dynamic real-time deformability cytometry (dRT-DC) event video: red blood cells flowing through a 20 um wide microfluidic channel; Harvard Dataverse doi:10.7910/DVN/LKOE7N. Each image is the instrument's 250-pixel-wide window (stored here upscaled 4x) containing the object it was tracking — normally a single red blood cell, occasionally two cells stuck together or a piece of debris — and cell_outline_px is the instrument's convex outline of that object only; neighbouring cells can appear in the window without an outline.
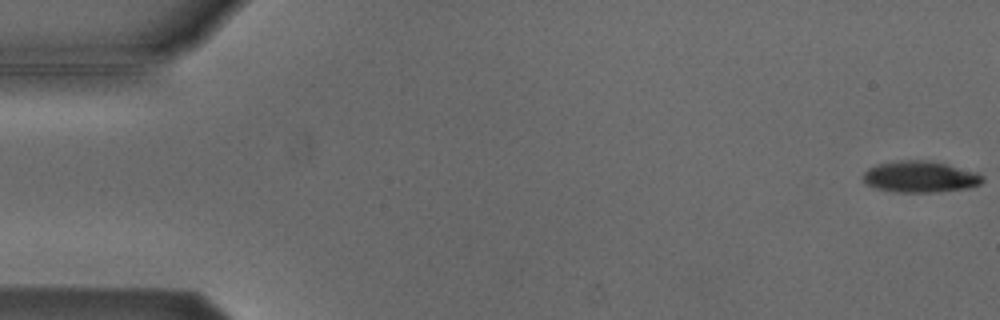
{"species": "Egyptian fruit bat (a non-hibernating species)", "species_latin": "Rousettus aegyptiacus", "temperature_condition": "cold", "stored_images_in_passage": 6, "camera_frame_rate_fps": 3000, "um_per_image_px": 0.085, "animal": {"sex": "male"}, "frame": {"image": 1, "passage_image": 1, "time_ms": 0.0, "image_size_px": [1000, 320], "cell_outline_px": [[984, 180], [980, 184], [972, 188], [936, 192], [896, 192], [876, 188], [864, 184], [864, 172], [868, 168], [876, 164], [900, 160], [928, 160], [948, 164], [976, 172], [984, 176]], "centroid_in_image_um": [78.23, 15.02], "position_along_channel_um": 6.8, "area_um2": 22.08}}